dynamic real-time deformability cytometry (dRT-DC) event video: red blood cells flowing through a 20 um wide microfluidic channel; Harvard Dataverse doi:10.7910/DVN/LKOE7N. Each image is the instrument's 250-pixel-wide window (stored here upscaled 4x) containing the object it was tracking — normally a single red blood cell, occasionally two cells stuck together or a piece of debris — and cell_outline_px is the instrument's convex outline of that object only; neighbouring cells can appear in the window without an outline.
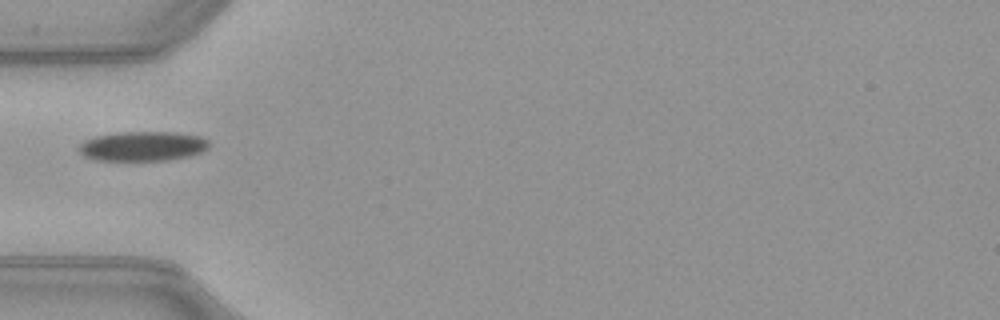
{"species": "common noctule bat (a hibernating species)", "species_latin": "Nyctalus noctula", "temperature_condition": "warm", "stored_images_in_passage": 35, "camera_frame_rate_fps": 3000, "um_per_image_px": 0.085, "animal": {"sex": "female", "body_mass_g": 21.9}, "frame": {"image": 1, "passage_image": 1, "time_ms": 0.0, "image_size_px": [1000, 320], "cell_outline_px": [[208, 148], [200, 152], [188, 156], [168, 160], [96, 160], [84, 156], [80, 152], [80, 144], [84, 140], [96, 136], [120, 132], [176, 132], [200, 136], [208, 140]], "centroid_in_image_um": [12.13, 12.42], "position_along_channel_um": 72.9, "area_um2": 22.31}}
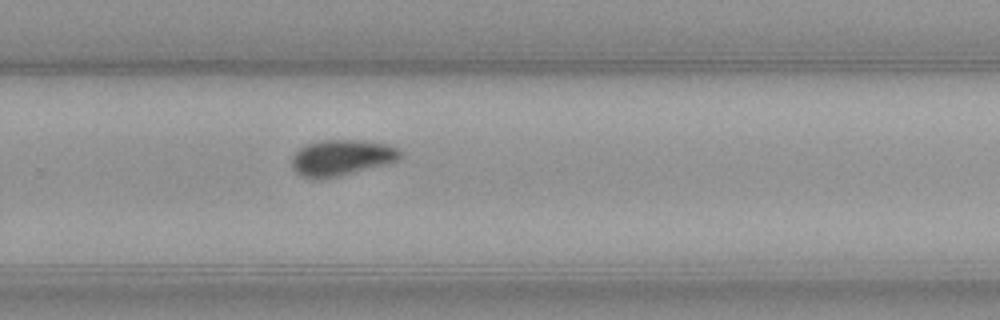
{"frame": {"image": 2, "passage_image": 18, "time_ms": 5.667, "image_size_px": [1000, 320], "cell_outline_px": [[404, 156], [400, 160], [388, 164], [336, 176], [316, 180], [312, 180], [300, 176], [292, 168], [292, 156], [304, 144], [320, 140], [364, 140], [388, 144], [400, 148], [404, 152]], "centroid_in_image_um": [29.07, 13.39], "position_along_channel_um": 300.7, "area_um2": 23.24}}
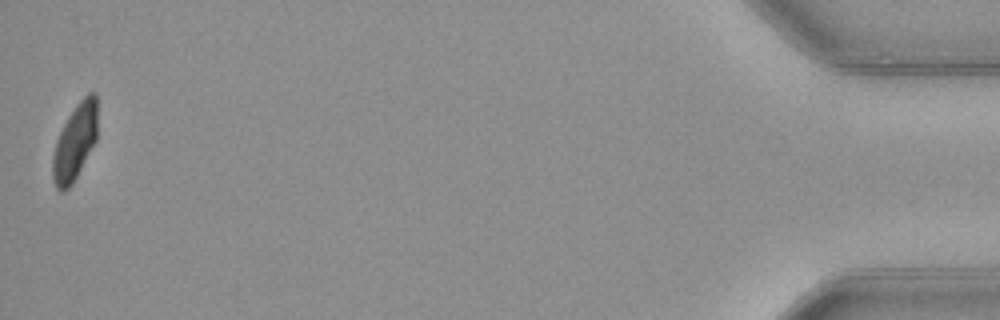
{"frame": {"image": 3, "passage_image": 35, "time_ms": 11.333, "image_size_px": [1000, 320], "cell_outline_px": [[96, 140], [72, 184], [64, 192], [60, 192], [56, 188], [52, 176], [52, 160], [56, 140], [68, 116], [76, 104], [88, 92], [96, 92]], "centroid_in_image_um": [6.35, 12.09], "position_along_channel_um": 428.9, "area_um2": 19.65}}